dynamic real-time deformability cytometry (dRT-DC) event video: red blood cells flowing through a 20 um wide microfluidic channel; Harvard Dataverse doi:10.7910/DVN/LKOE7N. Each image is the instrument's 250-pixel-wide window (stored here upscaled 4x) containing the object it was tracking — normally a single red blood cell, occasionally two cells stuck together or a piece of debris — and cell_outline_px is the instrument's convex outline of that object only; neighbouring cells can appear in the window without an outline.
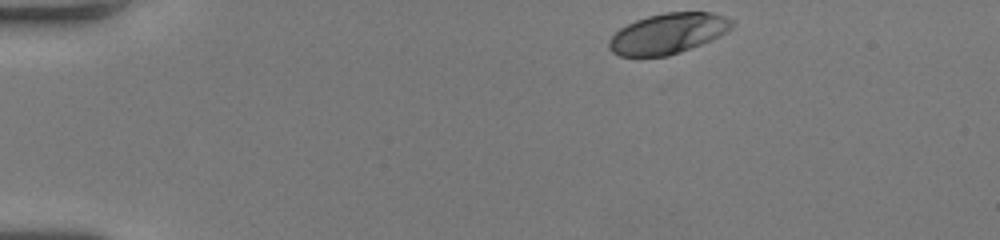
{"species": "human", "species_latin": "Homo sapiens", "temperature_condition": "room temperature", "stored_images_in_passage": 44, "camera_frame_rate_fps": 3000, "um_per_image_px": 0.085, "donor": {"sex": "female"}, "frame": {"image": 1, "passage_image": 1, "time_ms": 0.0, "image_size_px": [1000, 240], "cell_outline_px": [[736, 24], [732, 28], [700, 44], [680, 52], [668, 56], [620, 56], [612, 52], [608, 48], [608, 40], [620, 28], [636, 20], [648, 16], [664, 12], [712, 12], [724, 16], [732, 20]], "centroid_in_image_um": [56.75, 2.84], "position_along_channel_um": 28.2, "area_um2": 28.73}}
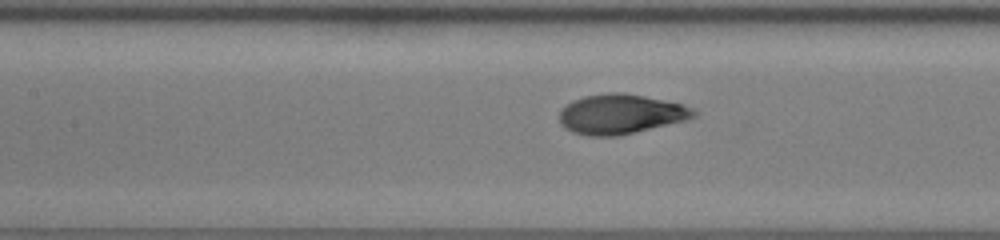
{"frame": {"image": 2, "passage_image": 17, "time_ms": 5.333, "image_size_px": [1000, 240], "cell_outline_px": [[696, 116], [684, 120], [616, 136], [588, 136], [572, 132], [564, 128], [560, 124], [560, 108], [572, 100], [584, 96], [608, 92], [624, 92], [684, 104], [692, 108], [696, 112]], "centroid_in_image_um": [52.7, 9.68], "position_along_channel_um": 154.7, "area_um2": 31.04}}
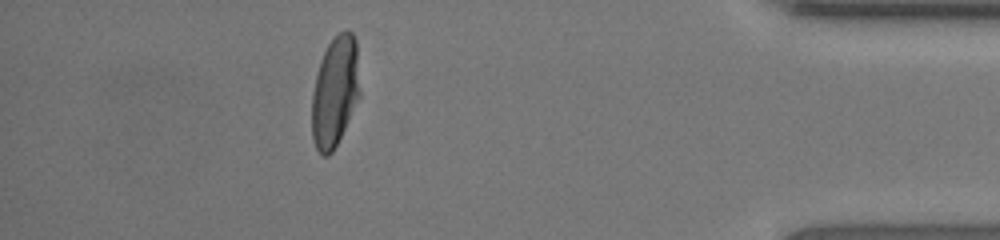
{"frame": {"image": 3, "passage_image": 39, "time_ms": 12.667, "image_size_px": [1000, 240], "cell_outline_px": [[360, 96], [332, 152], [328, 156], [324, 156], [316, 148], [312, 140], [312, 92], [320, 60], [328, 44], [344, 28], [348, 28], [352, 32], [356, 40], [360, 92]], "centroid_in_image_um": [28.47, 7.75], "position_along_channel_um": 406.7, "area_um2": 30.81}, "authors_computed_cell_mechanics": {"area_um2": 30.8074, "velocity_mm_per_s": 4.0204, "shape_relaxation_time_tau1_ms": 4.3757, "shape_relaxation_time_tau2_ms": null, "deformation_change_tau1": 0.1987, "deformation_change_tau2": null}}